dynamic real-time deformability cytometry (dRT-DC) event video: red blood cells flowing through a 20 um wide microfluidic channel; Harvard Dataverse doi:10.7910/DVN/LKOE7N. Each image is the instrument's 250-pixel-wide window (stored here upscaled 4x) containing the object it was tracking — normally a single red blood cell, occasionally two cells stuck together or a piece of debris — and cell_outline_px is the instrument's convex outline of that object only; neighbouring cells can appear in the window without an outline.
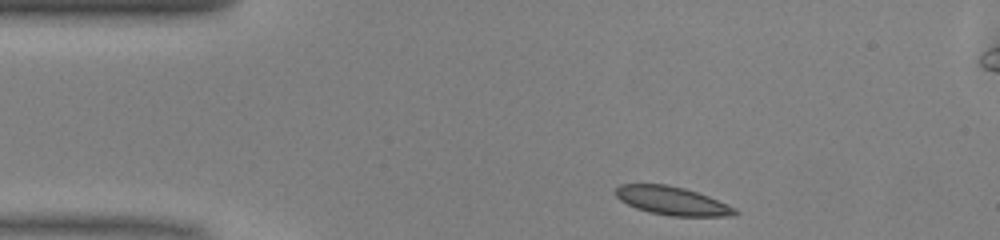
{"species": "common noctule bat (a hibernating species)", "species_latin": "Nyctalus noctula", "temperature_condition": "warm", "stored_images_in_passage": 43, "segment_of_instrument_passage": [1, 2], "camera_frame_rate_fps": 3000, "um_per_image_px": 0.085, "animal": {"sex": "male", "body_mass_g": 13.0, "forearm_length_mm": 53.1}, "frame": {"image": 1, "passage_image": 1, "time_ms": 0.0, "image_size_px": [1000, 240], "cell_outline_px": [[740, 212], [736, 216], [672, 216], [648, 212], [636, 208], [620, 200], [616, 196], [616, 188], [620, 184], [668, 184], [684, 188], [708, 196], [736, 208]], "centroid_in_image_um": [57.16, 17.07], "position_along_channel_um": 27.8, "area_um2": 19.77}}
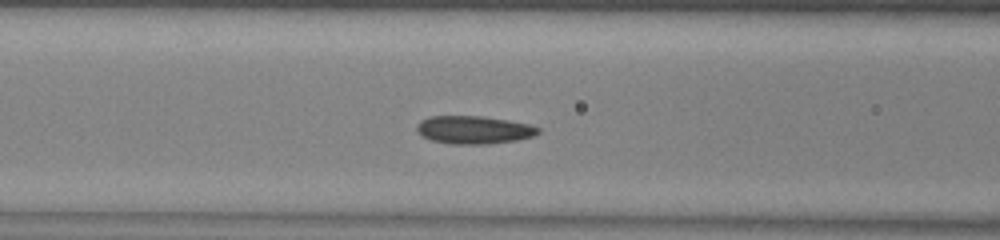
{"frame": {"image": 2, "passage_image": 12, "time_ms": 3.667, "image_size_px": [1000, 240], "cell_outline_px": [[540, 132], [532, 136], [516, 140], [488, 144], [452, 144], [432, 140], [416, 132], [416, 124], [420, 120], [428, 116], [484, 116], [508, 120], [528, 124], [540, 128]], "centroid_in_image_um": [40.24, 11.03], "position_along_channel_um": 126.4, "area_um2": 19.83}}
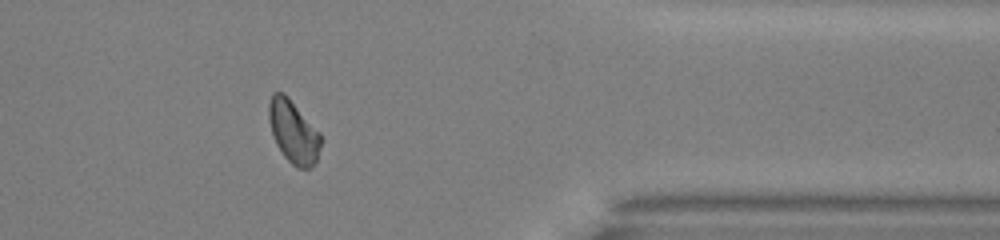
{"frame": {"image": 3, "passage_image": 33, "time_ms": 10.667, "image_size_px": [1000, 240], "cell_outline_px": [[320, 148], [316, 160], [312, 168], [296, 168], [284, 156], [276, 144], [268, 120], [268, 104], [272, 92], [284, 92], [288, 96], [320, 132]], "centroid_in_image_um": [24.92, 11.18], "position_along_channel_um": 386.5, "area_um2": 19.07}}